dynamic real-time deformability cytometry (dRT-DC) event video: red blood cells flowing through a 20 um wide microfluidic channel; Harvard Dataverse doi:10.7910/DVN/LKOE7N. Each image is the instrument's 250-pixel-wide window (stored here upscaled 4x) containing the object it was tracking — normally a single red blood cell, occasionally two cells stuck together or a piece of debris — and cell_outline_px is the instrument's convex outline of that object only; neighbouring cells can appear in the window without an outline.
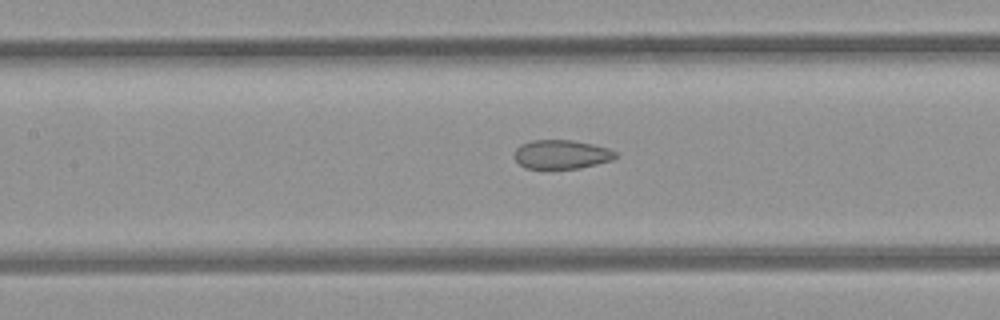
{"species": "common noctule bat (a hibernating species)", "species_latin": "Nyctalus noctula", "temperature_condition": "room temperature", "stored_images_in_passage": 31, "camera_frame_rate_fps": 3000, "um_per_image_px": 0.085, "animal": {"sex": "female", "body_mass_g": 21.9}, "frame": {"image": 1, "passage_image": 14, "time_ms": 4.333, "image_size_px": [1000, 320], "cell_outline_px": [[616, 156], [612, 160], [580, 168], [524, 168], [512, 156], [516, 148], [520, 144], [532, 140], [572, 140], [592, 144], [608, 148], [616, 152]], "centroid_in_image_um": [47.68, 13.11], "position_along_channel_um": 159.7, "area_um2": 17.05}}
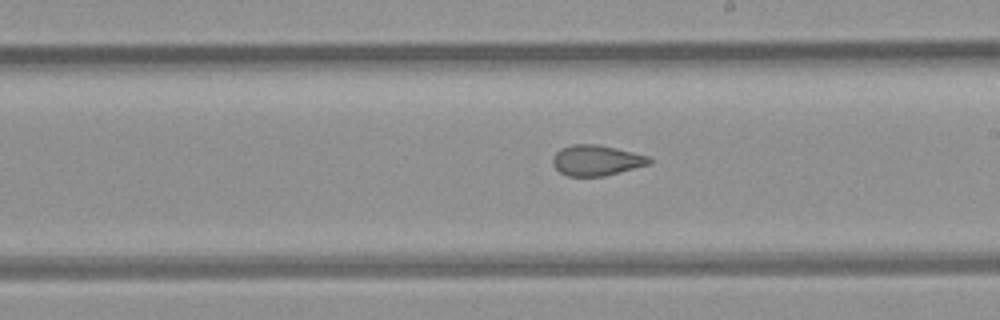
{"frame": {"image": 2, "passage_image": 20, "time_ms": 6.333, "image_size_px": [1000, 320], "cell_outline_px": [[652, 164], [604, 176], [568, 176], [560, 172], [552, 164], [552, 156], [560, 148], [572, 144], [596, 144], [616, 148], [648, 156], [652, 160]], "centroid_in_image_um": [50.69, 13.63], "position_along_channel_um": 238.3, "area_um2": 17.28}}
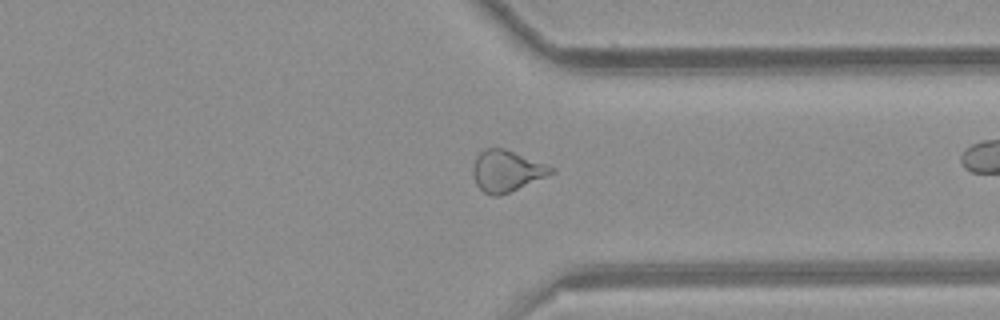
{"frame": {"image": 3, "passage_image": 30, "time_ms": 9.667, "image_size_px": [1000, 320], "cell_outline_px": [[556, 172], [508, 192], [496, 196], [492, 196], [484, 192], [476, 184], [472, 176], [472, 168], [476, 156], [480, 152], [488, 148], [504, 148], [556, 168]], "centroid_in_image_um": [43.04, 14.52], "position_along_channel_um": 368.4, "area_um2": 18.61}}